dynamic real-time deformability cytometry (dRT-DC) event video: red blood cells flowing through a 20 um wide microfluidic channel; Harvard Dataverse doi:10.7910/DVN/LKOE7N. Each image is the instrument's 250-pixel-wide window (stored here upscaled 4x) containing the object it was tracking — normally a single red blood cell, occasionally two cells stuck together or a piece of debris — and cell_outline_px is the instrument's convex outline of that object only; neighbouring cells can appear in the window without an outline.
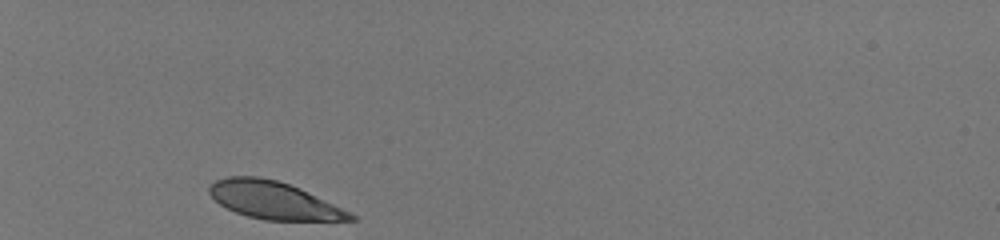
{"species": "human", "species_latin": "Homo sapiens", "temperature_condition": "room temperature", "stored_images_in_passage": 30, "camera_frame_rate_fps": 3000, "um_per_image_px": 0.085, "donor": {"sex": "male"}, "frame": {"image": 1, "passage_image": 1, "time_ms": 0.0, "image_size_px": [1000, 240], "cell_outline_px": [[356, 220], [264, 220], [248, 216], [236, 212], [220, 204], [208, 192], [208, 188], [216, 180], [228, 176], [256, 176], [276, 180], [300, 188], [352, 212], [356, 216]], "centroid_in_image_um": [23.29, 17.02], "position_along_channel_um": 61.7, "area_um2": 30.58}}
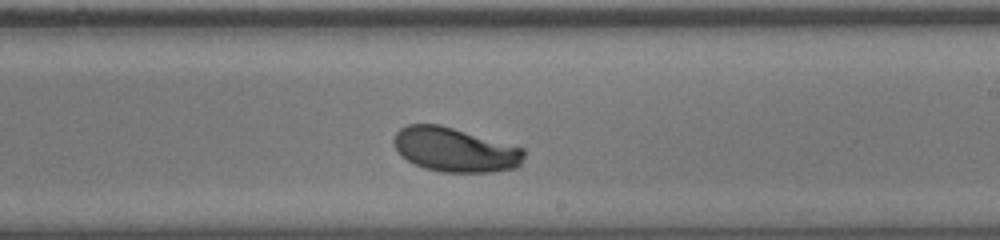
{"frame": {"image": 2, "passage_image": 18, "time_ms": 5.667, "image_size_px": [1000, 240], "cell_outline_px": [[524, 156], [520, 164], [516, 168], [492, 172], [440, 172], [424, 168], [408, 160], [396, 148], [392, 140], [396, 132], [400, 128], [408, 124], [440, 124], [524, 148]], "centroid_in_image_um": [38.67, 12.72], "position_along_channel_um": 250.3, "area_um2": 33.47}}
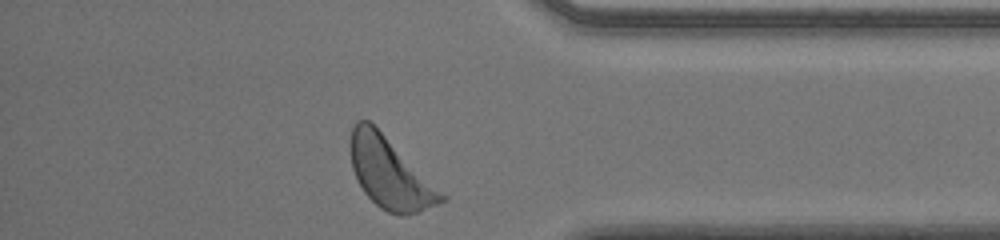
{"frame": {"image": 3, "passage_image": 30, "time_ms": 9.667, "image_size_px": [1000, 240], "cell_outline_px": [[448, 200], [440, 204], [408, 216], [400, 216], [388, 212], [380, 208], [364, 192], [352, 168], [352, 128], [356, 120], [368, 120], [448, 196]], "centroid_in_image_um": [33.2, 14.79], "position_along_channel_um": 402.0, "area_um2": 36.82}, "authors_computed_cell_mechanics": {"area_um2": 33.6974, "velocity_mm_per_s": 3.9609, "shape_relaxation_time_tau1_ms": 2.2934, "shape_relaxation_time_tau2_ms": null, "deformation_change_tau1": 0.1448, "deformation_change_tau2": null}}